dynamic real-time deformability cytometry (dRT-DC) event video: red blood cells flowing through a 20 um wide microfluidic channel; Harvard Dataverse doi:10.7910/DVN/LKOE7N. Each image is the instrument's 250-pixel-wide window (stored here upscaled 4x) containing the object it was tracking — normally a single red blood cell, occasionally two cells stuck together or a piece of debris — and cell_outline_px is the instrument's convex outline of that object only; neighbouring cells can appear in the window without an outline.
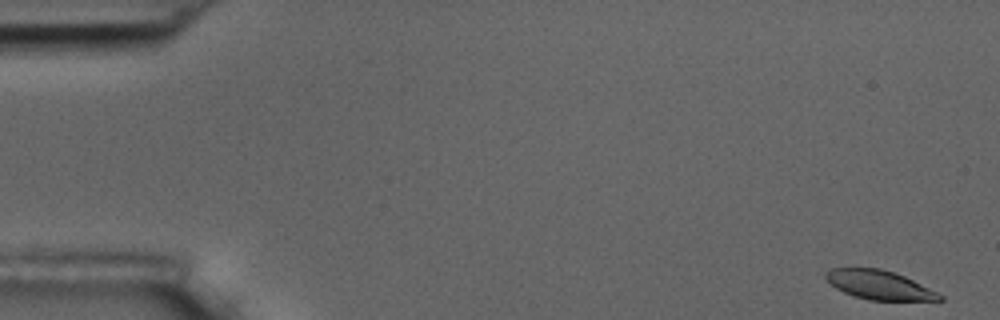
{"species": "common noctule bat (a hibernating species)", "species_latin": "Nyctalus noctula", "temperature_condition": "room temperature", "stored_images_in_passage": 5, "camera_frame_rate_fps": 3000, "um_per_image_px": 0.085, "animal": {"sex": "male", "body_mass_g": 17.5, "forearm_length_mm": 52.3}, "frame": {"image": 1, "passage_image": 1, "time_ms": 0.0, "image_size_px": [1000, 320], "cell_outline_px": [[944, 300], [868, 300], [844, 292], [836, 288], [824, 276], [824, 272], [832, 268], [880, 268], [904, 276], [944, 296]], "centroid_in_image_um": [74.71, 24.21], "position_along_channel_um": 10.3, "area_um2": 18.9}}
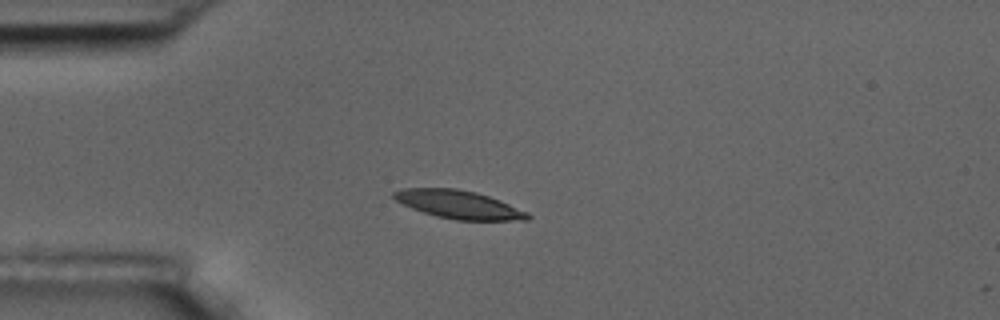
{"frame": {"image": 2, "passage_image": 4, "time_ms": 4.333, "image_size_px": [1000, 320], "cell_outline_px": [[532, 216], [528, 220], [456, 220], [436, 216], [412, 208], [396, 200], [392, 196], [392, 192], [400, 188], [456, 188], [476, 192], [500, 200], [528, 212]], "centroid_in_image_um": [39.0, 17.38], "position_along_channel_um": 46.0, "area_um2": 21.96}}